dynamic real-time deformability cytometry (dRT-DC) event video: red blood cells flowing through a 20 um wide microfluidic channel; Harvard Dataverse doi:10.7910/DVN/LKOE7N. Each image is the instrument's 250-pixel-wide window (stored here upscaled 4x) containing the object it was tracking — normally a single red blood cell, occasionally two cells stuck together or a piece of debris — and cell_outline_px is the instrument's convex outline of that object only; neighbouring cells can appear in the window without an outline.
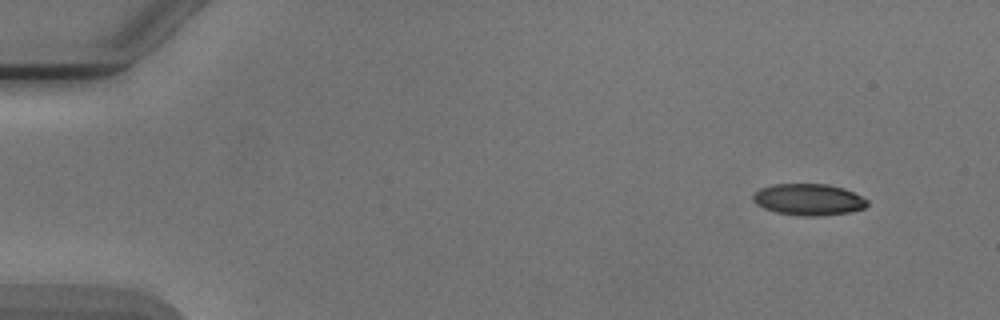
{"species": "Egyptian fruit bat (a non-hibernating species)", "species_latin": "Rousettus aegyptiacus", "temperature_condition": "cold", "stored_images_in_passage": 4, "camera_frame_rate_fps": 3000, "um_per_image_px": 0.085, "animal": {"sex": "male"}, "frame": {"image": 1, "passage_image": 1, "time_ms": 0.0, "image_size_px": [1000, 320], "cell_outline_px": [[868, 204], [864, 208], [848, 212], [816, 216], [804, 216], [776, 212], [764, 208], [756, 204], [752, 200], [752, 196], [760, 188], [772, 184], [828, 184], [844, 188], [868, 200]], "centroid_in_image_um": [68.7, 16.95], "position_along_channel_um": 16.3, "area_um2": 20.87}}
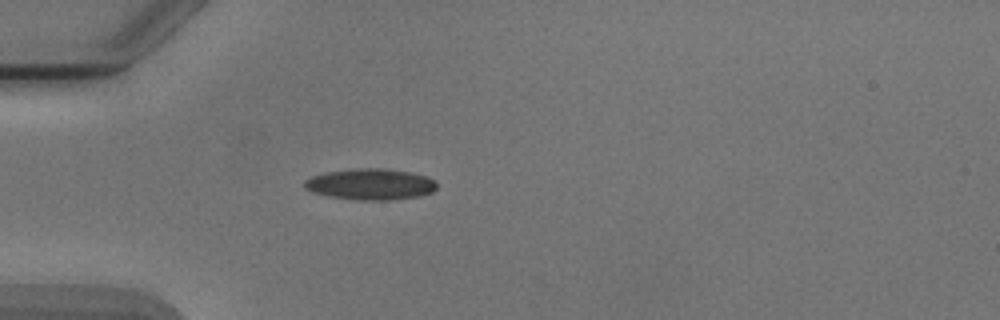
{"frame": {"image": 2, "passage_image": 4, "time_ms": 3.667, "image_size_px": [1000, 320], "cell_outline_px": [[436, 188], [432, 192], [420, 196], [388, 200], [356, 200], [328, 196], [312, 192], [304, 188], [304, 180], [312, 176], [324, 172], [356, 168], [384, 168], [412, 172], [428, 176], [436, 184]], "centroid_in_image_um": [31.47, 15.65], "position_along_channel_um": 53.5, "area_um2": 24.22}}